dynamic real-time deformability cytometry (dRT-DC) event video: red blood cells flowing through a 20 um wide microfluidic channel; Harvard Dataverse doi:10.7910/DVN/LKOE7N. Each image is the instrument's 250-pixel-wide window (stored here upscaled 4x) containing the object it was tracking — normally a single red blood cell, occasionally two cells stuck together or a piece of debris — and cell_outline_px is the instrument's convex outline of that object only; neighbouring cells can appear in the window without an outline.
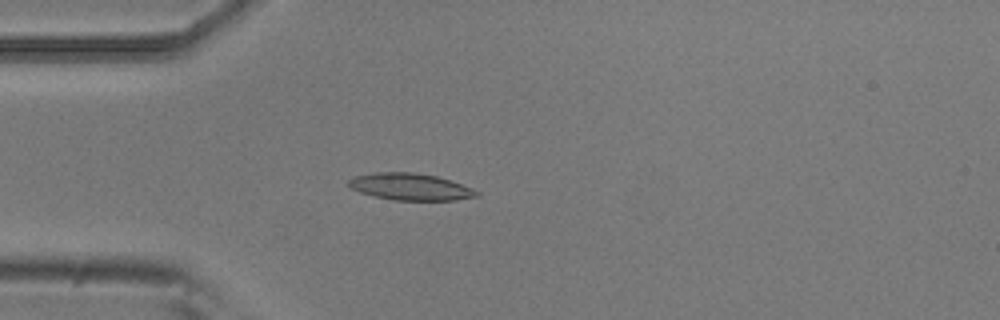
{"species": "common noctule bat (a hibernating species)", "species_latin": "Nyctalus noctula", "temperature_condition": "room temperature", "stored_images_in_passage": 2, "camera_frame_rate_fps": 3000, "um_per_image_px": 0.085, "animal": {"sex": "male", "body_mass_g": 20.5, "forearm_length_mm": 52.5}, "frame": {"image": 1, "passage_image": 2, "time_ms": 0.333, "image_size_px": [1000, 320], "cell_outline_px": [[480, 196], [456, 200], [392, 200], [372, 196], [360, 192], [352, 188], [348, 184], [348, 180], [356, 176], [376, 172], [412, 172], [436, 176], [472, 188], [480, 192]], "centroid_in_image_um": [34.89, 15.88], "position_along_channel_um": 50.1, "area_um2": 19.94}}